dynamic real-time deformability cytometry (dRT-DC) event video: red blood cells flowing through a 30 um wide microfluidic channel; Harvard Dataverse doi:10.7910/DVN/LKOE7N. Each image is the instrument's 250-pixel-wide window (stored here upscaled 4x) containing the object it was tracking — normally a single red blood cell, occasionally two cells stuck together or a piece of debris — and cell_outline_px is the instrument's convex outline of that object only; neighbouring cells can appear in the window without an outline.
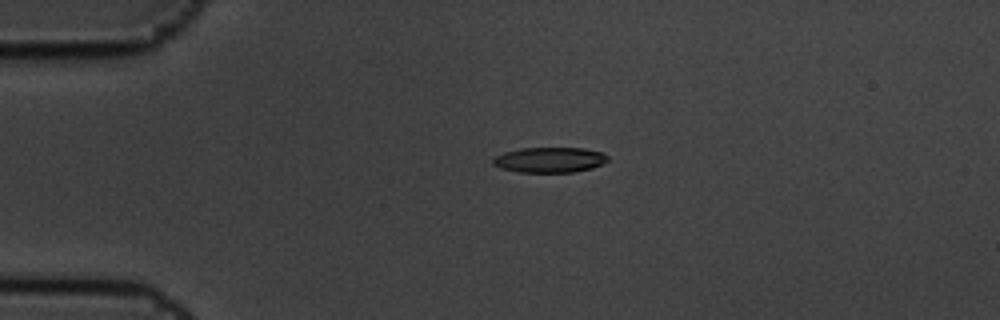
{"species": "common noctule bat (a hibernating species)", "species_latin": "Nyctalus noctula", "temperature_condition": "cold", "stored_images_in_passage": 5, "camera_frame_rate_fps": 3000, "um_per_image_px": 0.085, "animal": {"sex": "male", "body_mass_g": 19.5, "forearm_length_mm": 54.6}, "frame": {"image": 1, "passage_image": 4, "time_ms": 1.0, "image_size_px": [1000, 320], "cell_outline_px": [[608, 160], [604, 164], [592, 168], [572, 172], [520, 172], [500, 168], [492, 164], [492, 156], [504, 152], [520, 148], [584, 148], [604, 152], [608, 156]], "centroid_in_image_um": [46.72, 13.58], "position_along_channel_um": 38.3, "area_um2": 17.17}}